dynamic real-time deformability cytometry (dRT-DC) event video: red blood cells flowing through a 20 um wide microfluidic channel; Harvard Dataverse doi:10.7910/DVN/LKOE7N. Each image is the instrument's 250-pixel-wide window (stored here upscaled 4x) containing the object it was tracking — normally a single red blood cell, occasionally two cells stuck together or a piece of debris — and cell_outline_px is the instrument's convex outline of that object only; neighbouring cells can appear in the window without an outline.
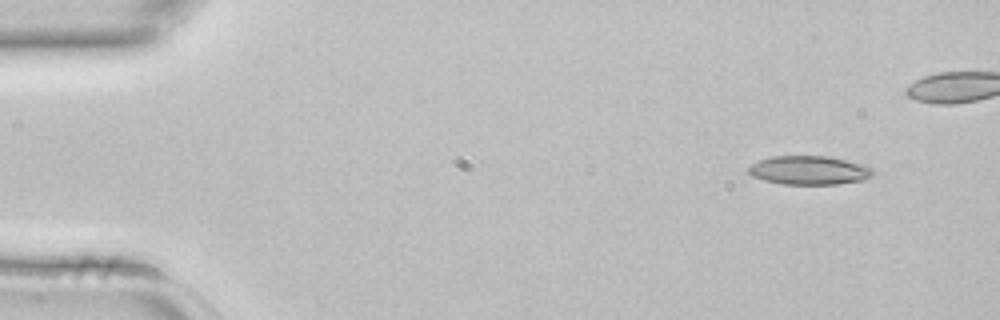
{"species": "common noctule bat (a hibernating species)", "species_latin": "Nyctalus noctula", "temperature_condition": "room temperature", "stored_images_in_passage": 3, "camera_frame_rate_fps": 3000, "um_per_image_px": 0.085, "animal": {"sex": "female", "body_mass_g": 22.7, "forearm_length_mm": 54.2}, "frame": {"image": 1, "passage_image": 1, "time_ms": 0.0, "image_size_px": [1000, 320], "cell_outline_px": [[876, 172], [872, 176], [864, 180], [836, 184], [780, 184], [764, 180], [752, 176], [744, 172], [752, 164], [760, 160], [772, 156], [832, 156], [864, 164], [872, 168]], "centroid_in_image_um": [68.8, 14.47], "position_along_channel_um": 16.2, "area_um2": 21.21}}